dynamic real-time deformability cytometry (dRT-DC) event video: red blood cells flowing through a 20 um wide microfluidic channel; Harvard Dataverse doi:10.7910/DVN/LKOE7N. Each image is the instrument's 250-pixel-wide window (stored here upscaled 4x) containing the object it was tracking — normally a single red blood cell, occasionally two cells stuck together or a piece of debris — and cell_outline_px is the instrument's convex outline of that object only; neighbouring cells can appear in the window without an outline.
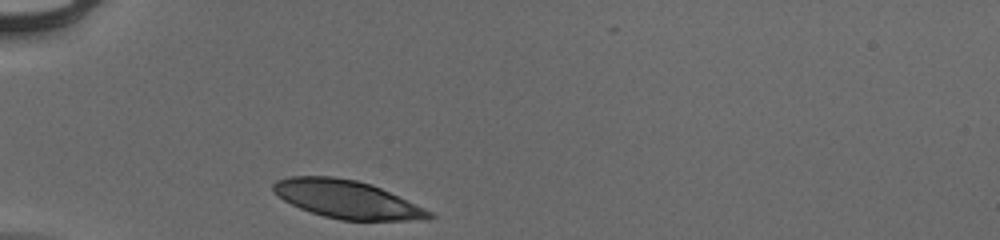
{"species": "human", "species_latin": "Homo sapiens", "temperature_condition": "cold", "stored_images_in_passage": 29, "camera_frame_rate_fps": 3000, "um_per_image_px": 0.085, "donor": {"sex": "male"}, "frame": {"image": 1, "passage_image": 1, "time_ms": 0.0, "image_size_px": [1000, 240], "cell_outline_px": [[436, 216], [428, 220], [340, 220], [324, 216], [300, 208], [284, 200], [272, 192], [272, 184], [276, 180], [288, 176], [332, 176], [356, 180], [372, 184], [424, 208], [432, 212]], "centroid_in_image_um": [29.48, 16.94], "position_along_channel_um": 55.5, "area_um2": 34.51}}
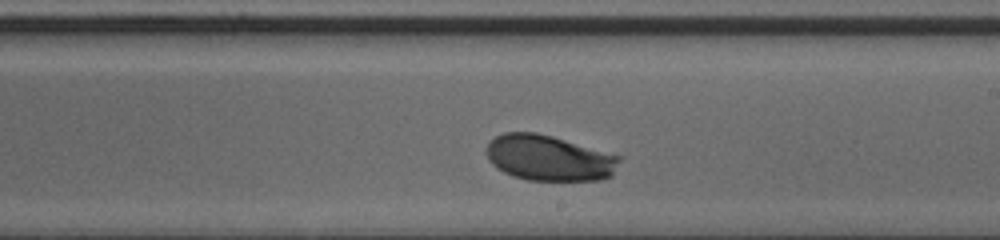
{"frame": {"image": 2, "passage_image": 17, "time_ms": 5.333, "image_size_px": [1000, 240], "cell_outline_px": [[620, 160], [612, 176], [600, 180], [528, 180], [512, 176], [496, 168], [488, 160], [488, 144], [496, 136], [504, 132], [536, 132], [552, 136], [620, 156]], "centroid_in_image_um": [46.66, 13.43], "position_along_channel_um": 242.3, "area_um2": 35.14}}
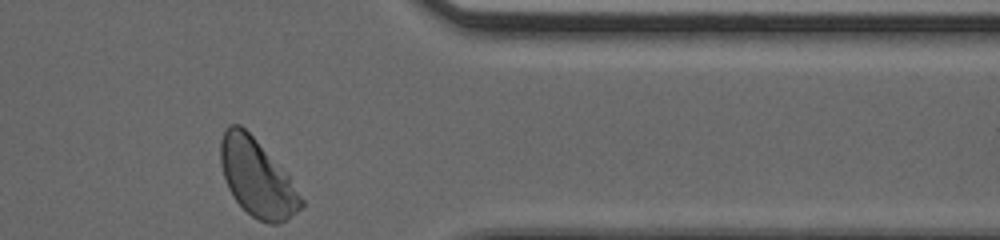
{"frame": {"image": 3, "passage_image": 29, "time_ms": 9.333, "image_size_px": [1000, 240], "cell_outline_px": [[304, 204], [296, 212], [280, 224], [268, 224], [252, 216], [232, 196], [228, 188], [220, 164], [220, 140], [224, 128], [228, 124], [240, 124], [256, 140], [288, 176], [304, 200]], "centroid_in_image_um": [21.81, 15.11], "position_along_channel_um": 389.6, "area_um2": 35.78}, "authors_computed_cell_mechanics": {"area_um2": 35.4314, "velocity_mm_per_s": 3.8754, "shape_relaxation_time_tau1_ms": 2.1343, "shape_relaxation_time_tau2_ms": null, "deformation_change_tau1": 0.1164, "deformation_change_tau2": null}}